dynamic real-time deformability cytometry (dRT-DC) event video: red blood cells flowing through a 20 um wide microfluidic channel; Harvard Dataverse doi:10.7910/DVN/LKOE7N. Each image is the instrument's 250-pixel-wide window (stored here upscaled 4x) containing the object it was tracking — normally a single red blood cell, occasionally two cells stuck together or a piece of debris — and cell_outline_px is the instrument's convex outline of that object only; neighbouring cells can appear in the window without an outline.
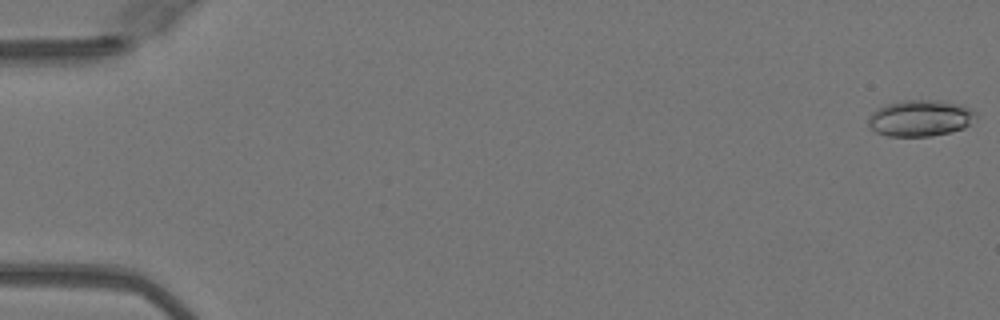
{"species": "Egyptian fruit bat (a non-hibernating species)", "species_latin": "Rousettus aegyptiacus", "temperature_condition": "warm", "stored_images_in_passage": 9, "camera_frame_rate_fps": 3000, "um_per_image_px": 0.085, "animal": {"sex": "female"}, "frame": {"image": 1, "passage_image": 1, "time_ms": 0.0, "image_size_px": [1000, 320], "cell_outline_px": [[976, 120], [964, 128], [932, 136], [888, 136], [876, 132], [868, 124], [868, 116], [876, 108], [888, 104], [904, 100], [928, 100], [964, 104], [972, 108], [976, 112]], "centroid_in_image_um": [78.25, 10.04], "position_along_channel_um": 6.8, "area_um2": 22.89}}